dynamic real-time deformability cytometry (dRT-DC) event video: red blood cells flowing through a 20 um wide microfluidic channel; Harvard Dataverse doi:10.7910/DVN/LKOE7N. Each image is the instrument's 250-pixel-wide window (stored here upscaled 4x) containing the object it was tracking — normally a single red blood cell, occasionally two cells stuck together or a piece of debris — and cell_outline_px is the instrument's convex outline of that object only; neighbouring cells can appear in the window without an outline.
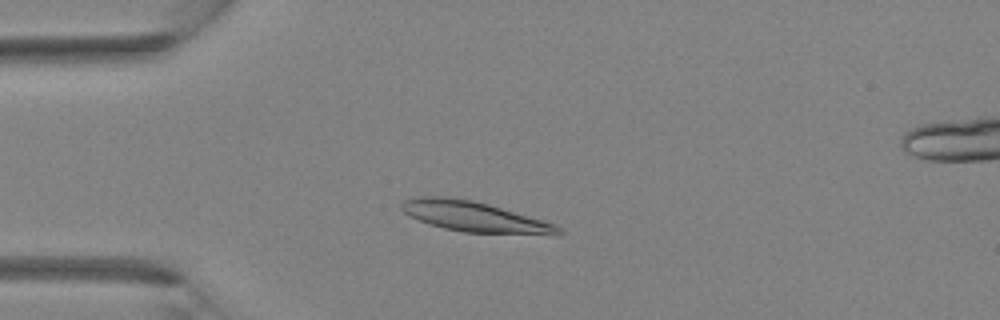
{"species": "Egyptian fruit bat (a non-hibernating species)", "species_latin": "Rousettus aegyptiacus", "temperature_condition": "room temperature", "stored_images_in_passage": 4, "camera_frame_rate_fps": 3000, "um_per_image_px": 0.085, "animal": {"sex": "female"}, "frame": {"image": 1, "passage_image": 3, "time_ms": 2.333, "image_size_px": [1000, 320], "cell_outline_px": [[564, 232], [560, 236], [552, 236], [464, 232], [444, 228], [428, 224], [408, 216], [400, 208], [400, 204], [404, 200], [420, 196], [448, 196], [472, 200], [488, 204], [544, 220], [556, 224]], "centroid_in_image_um": [40.39, 18.44], "position_along_channel_um": 44.6, "area_um2": 28.32}}